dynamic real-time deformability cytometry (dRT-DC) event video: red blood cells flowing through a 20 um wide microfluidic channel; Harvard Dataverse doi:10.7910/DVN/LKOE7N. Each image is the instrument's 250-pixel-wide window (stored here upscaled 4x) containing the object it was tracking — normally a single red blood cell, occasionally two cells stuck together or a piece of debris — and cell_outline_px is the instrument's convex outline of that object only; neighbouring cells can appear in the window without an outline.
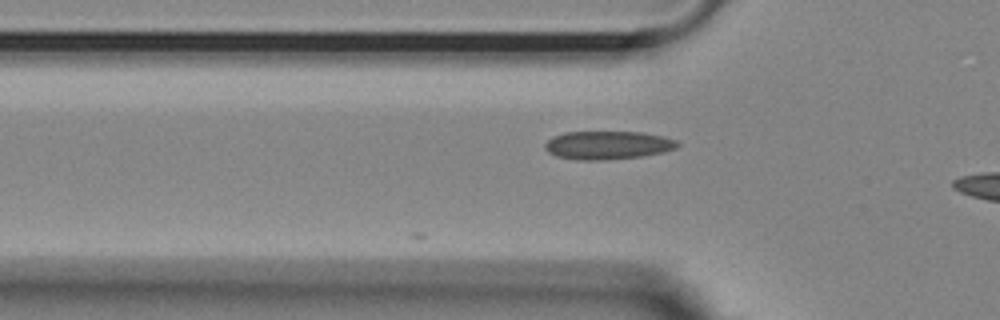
{"species": "Egyptian fruit bat (a non-hibernating species)", "species_latin": "Rousettus aegyptiacus", "temperature_condition": "room temperature", "stored_images_in_passage": 2, "camera_frame_rate_fps": 3000, "um_per_image_px": 0.085, "animal": {"sex": "female"}, "frame": {"image": 1, "passage_image": 2, "time_ms": 0.333, "image_size_px": [1000, 320], "cell_outline_px": [[680, 144], [676, 148], [664, 152], [640, 156], [600, 160], [580, 160], [556, 156], [548, 152], [544, 148], [544, 144], [552, 136], [564, 132], [640, 132], [664, 136], [676, 140]], "centroid_in_image_um": [51.64, 12.33], "position_along_channel_um": 74.2, "area_um2": 21.85}}